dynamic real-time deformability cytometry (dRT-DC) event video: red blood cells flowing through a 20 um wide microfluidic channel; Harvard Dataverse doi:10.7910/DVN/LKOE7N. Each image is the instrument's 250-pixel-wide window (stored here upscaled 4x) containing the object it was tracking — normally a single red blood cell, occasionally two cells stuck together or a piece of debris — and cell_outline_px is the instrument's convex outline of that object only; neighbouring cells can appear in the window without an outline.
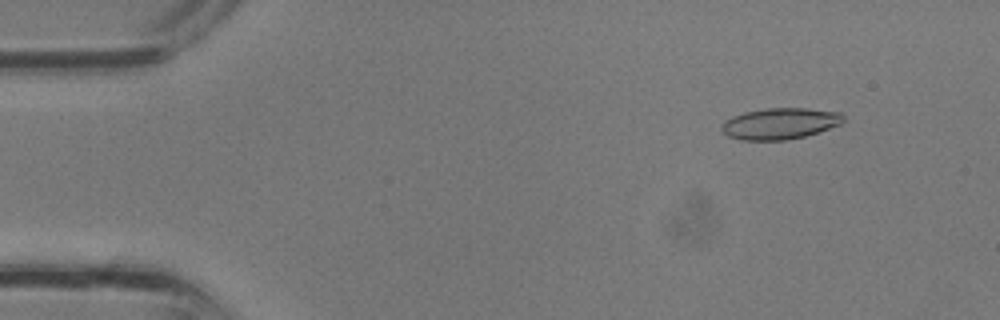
{"species": "common noctule bat (a hibernating species)", "species_latin": "Nyctalus noctula", "temperature_condition": "room temperature", "stored_images_in_passage": 34, "camera_frame_rate_fps": 3000, "um_per_image_px": 0.085, "animal": {"sex": "male", "body_mass_g": 13.3}, "frame": {"image": 1, "passage_image": 4, "time_ms": 1.0, "image_size_px": [1000, 320], "cell_outline_px": [[844, 120], [840, 124], [804, 136], [788, 140], [740, 140], [728, 136], [720, 128], [724, 120], [732, 116], [744, 112], [764, 108], [808, 108], [840, 112], [844, 116]], "centroid_in_image_um": [66.26, 10.49], "position_along_channel_um": 18.7, "area_um2": 22.2}}
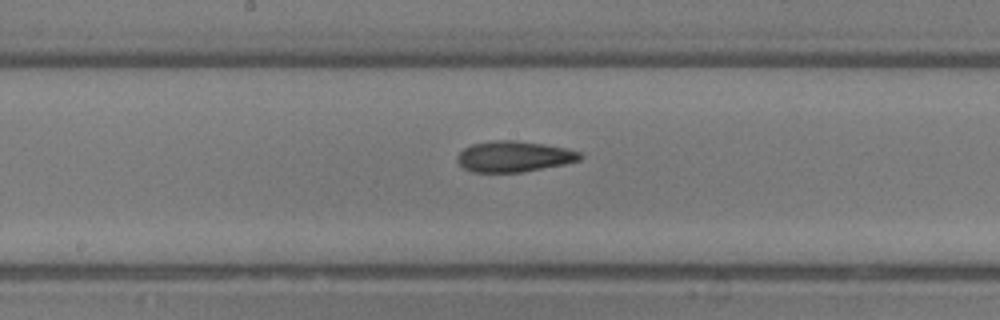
{"frame": {"image": 2, "passage_image": 18, "time_ms": 5.667, "image_size_px": [1000, 320], "cell_outline_px": [[584, 156], [580, 160], [564, 164], [520, 172], [472, 172], [464, 168], [456, 160], [456, 156], [464, 148], [472, 144], [496, 140], [516, 140], [544, 144], [564, 148], [580, 152]], "centroid_in_image_um": [43.67, 13.3], "position_along_channel_um": 204.5, "area_um2": 21.96}}
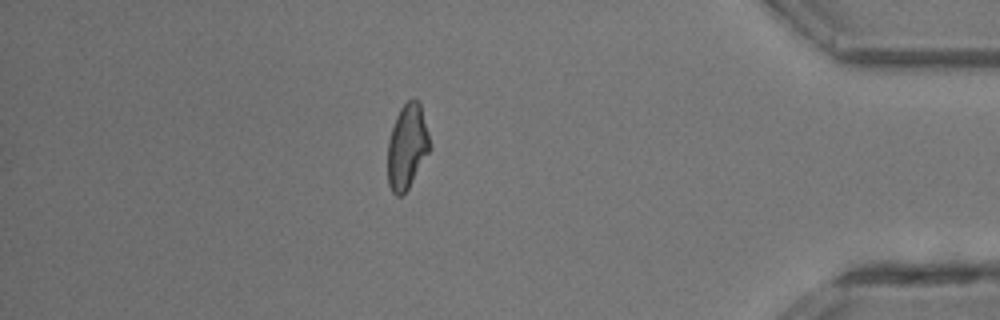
{"frame": {"image": 3, "passage_image": 30, "time_ms": 9.667, "image_size_px": [1000, 320], "cell_outline_px": [[432, 148], [408, 188], [400, 196], [396, 196], [392, 192], [388, 184], [388, 140], [396, 116], [400, 108], [412, 96], [420, 100], [432, 144]], "centroid_in_image_um": [34.64, 12.41], "position_along_channel_um": 400.6, "area_um2": 21.21}}